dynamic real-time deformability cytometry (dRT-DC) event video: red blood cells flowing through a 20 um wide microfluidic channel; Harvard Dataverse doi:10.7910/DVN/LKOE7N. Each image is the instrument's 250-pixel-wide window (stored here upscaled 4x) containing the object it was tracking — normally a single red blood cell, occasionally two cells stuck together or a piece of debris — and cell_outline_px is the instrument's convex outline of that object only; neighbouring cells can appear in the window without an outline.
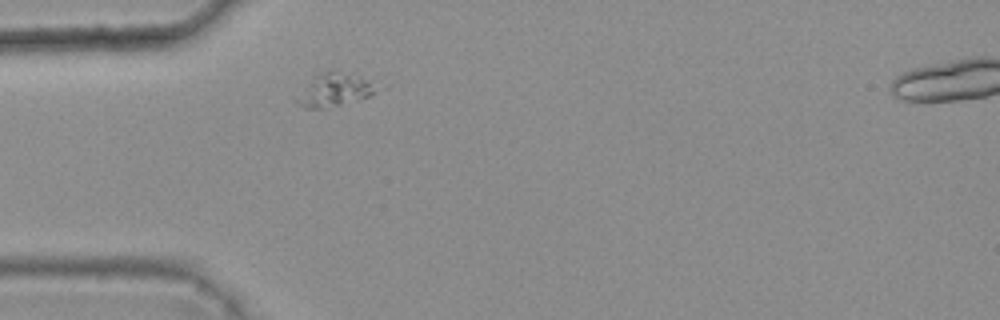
{"species": "common noctule bat (a hibernating species)", "species_latin": "Nyctalus noctula", "temperature_condition": "warm", "stored_images_in_passage": 1, "camera_frame_rate_fps": 3000, "um_per_image_px": 0.085, "animal": {"sex": "female", "body_mass_g": 25.1}, "frame": {"image": 1, "passage_image": 1, "time_ms": 0.0, "image_size_px": [1000, 320], "cell_outline_px": [[380, 84], [368, 96], [360, 100], [328, 108], [304, 108], [296, 104], [292, 100], [312, 76], [320, 72], [332, 72], [360, 76], [372, 80]], "centroid_in_image_um": [28.37, 7.67], "position_along_channel_um": 56.6, "area_um2": 15.61}}